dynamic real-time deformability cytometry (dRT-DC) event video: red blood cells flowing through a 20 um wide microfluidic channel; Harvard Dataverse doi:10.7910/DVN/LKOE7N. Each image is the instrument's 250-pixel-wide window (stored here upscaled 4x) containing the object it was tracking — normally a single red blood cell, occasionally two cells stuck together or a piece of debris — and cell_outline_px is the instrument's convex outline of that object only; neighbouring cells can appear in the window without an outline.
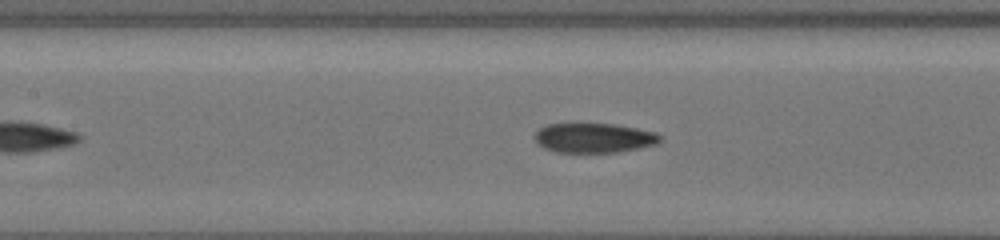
{"species": "common noctule bat (a hibernating species)", "species_latin": "Nyctalus noctula", "temperature_condition": "cold", "stored_images_in_passage": 13, "camera_frame_rate_fps": 3000, "um_per_image_px": 0.085, "animal": {"sex": "female", "body_mass_g": 19.5, "forearm_length_mm": 54.1}, "frame": {"image": 1, "passage_image": 9, "time_ms": 1.333, "image_size_px": [1000, 240], "cell_outline_px": [[660, 140], [656, 144], [640, 148], [616, 152], [556, 152], [544, 148], [536, 144], [532, 136], [540, 128], [548, 124], [612, 124], [636, 128], [656, 132], [660, 136]], "centroid_in_image_um": [50.44, 11.73], "position_along_channel_um": 157.0, "area_um2": 21.62}}